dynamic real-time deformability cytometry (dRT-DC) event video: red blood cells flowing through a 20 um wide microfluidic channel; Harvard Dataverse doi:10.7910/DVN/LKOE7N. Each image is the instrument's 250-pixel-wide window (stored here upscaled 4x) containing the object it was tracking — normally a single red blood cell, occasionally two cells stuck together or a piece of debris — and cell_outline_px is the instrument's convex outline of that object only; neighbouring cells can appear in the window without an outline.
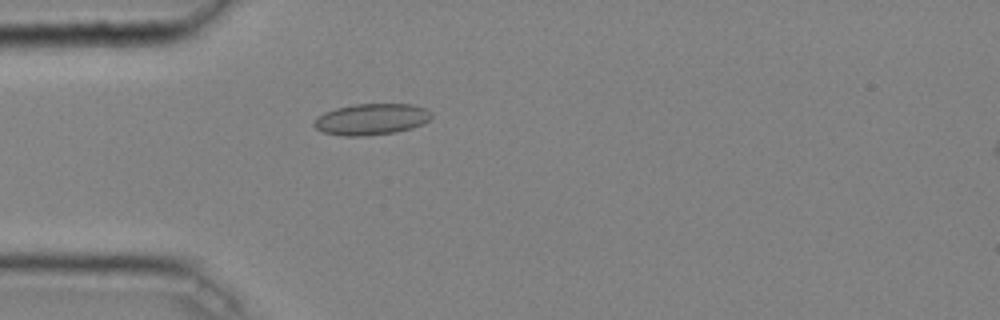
{"species": "common noctule bat (a hibernating species)", "species_latin": "Nyctalus noctula", "temperature_condition": "cold", "stored_images_in_passage": 43, "camera_frame_rate_fps": 3000, "um_per_image_px": 0.085, "animal": {"sex": "male", "body_mass_g": 20.4}, "frame": {"image": 1, "passage_image": 14, "time_ms": 4.333, "image_size_px": [1000, 320], "cell_outline_px": [[432, 116], [424, 124], [412, 128], [396, 132], [364, 136], [344, 136], [324, 132], [316, 128], [312, 124], [316, 116], [324, 112], [336, 108], [356, 104], [412, 104], [424, 108], [432, 112]], "centroid_in_image_um": [31.56, 10.14], "position_along_channel_um": 53.4, "area_um2": 21.5}}
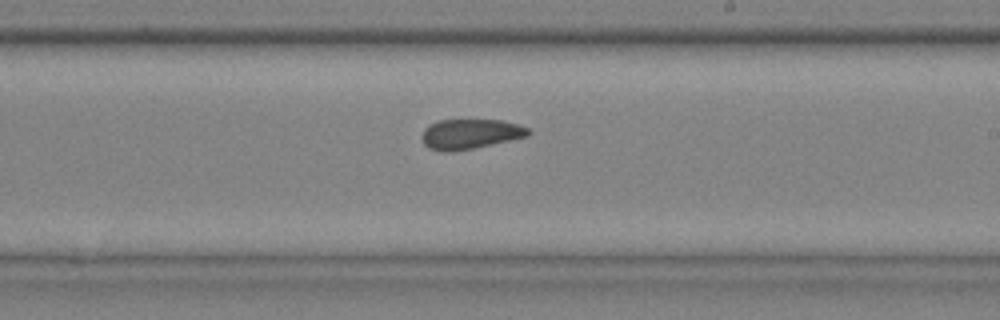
{"frame": {"image": 2, "passage_image": 29, "time_ms": 9.333, "image_size_px": [1000, 320], "cell_outline_px": [[532, 132], [528, 136], [472, 148], [452, 152], [444, 152], [428, 148], [424, 144], [420, 136], [424, 128], [428, 124], [440, 120], [504, 120], [528, 128]], "centroid_in_image_um": [39.92, 11.38], "position_along_channel_um": 249.1, "area_um2": 18.61}}
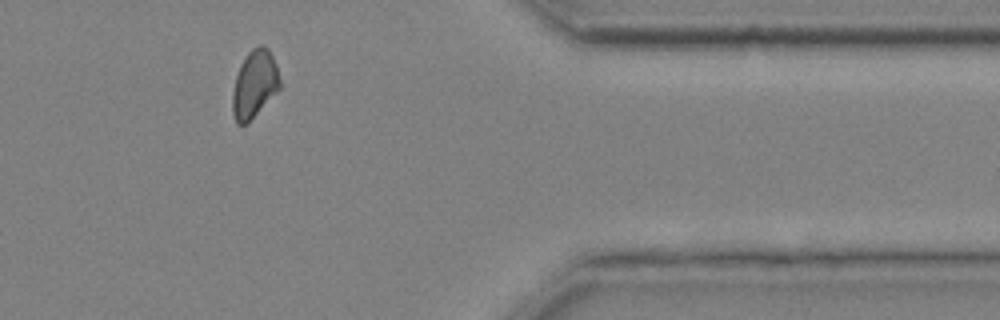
{"frame": {"image": 3, "passage_image": 41, "time_ms": 13.333, "image_size_px": [1000, 320], "cell_outline_px": [[280, 88], [244, 124], [236, 124], [232, 112], [232, 92], [236, 76], [240, 64], [248, 52], [252, 48], [260, 44], [264, 44], [268, 48], [276, 64], [280, 80]], "centroid_in_image_um": [21.61, 7.09], "position_along_channel_um": 389.8, "area_um2": 18.32}, "authors_computed_cell_mechanics": {"area_um2": 19.4208, "velocity_mm_per_s": 4.0456, "shape_relaxation_time_tau1_ms": null, "shape_relaxation_time_tau2_ms": 2.426, "deformation_change_tau1": null, "deformation_change_tau2": 0.0828}}